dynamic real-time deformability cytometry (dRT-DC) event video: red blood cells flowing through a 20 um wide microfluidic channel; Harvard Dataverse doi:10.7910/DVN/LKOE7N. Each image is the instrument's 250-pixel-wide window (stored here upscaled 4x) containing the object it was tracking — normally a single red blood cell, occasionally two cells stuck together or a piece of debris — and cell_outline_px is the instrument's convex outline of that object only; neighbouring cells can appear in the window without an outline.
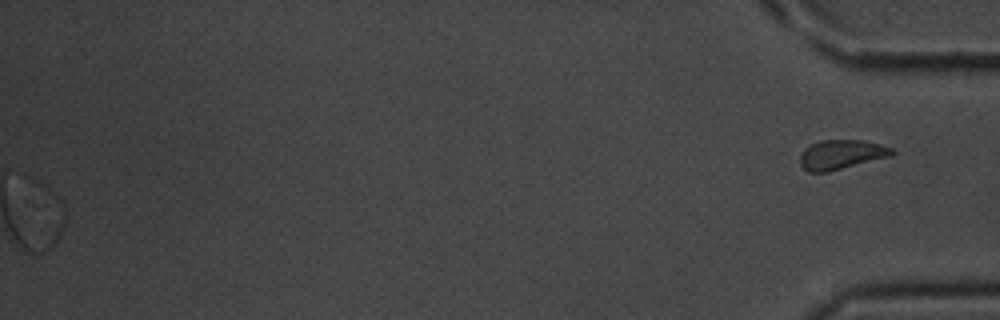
{"species": "common noctule bat (a hibernating species)", "species_latin": "Nyctalus noctula", "temperature_condition": "room temperature", "stored_images_in_passage": 34, "segment_of_instrument_passage": [2, 2], "camera_frame_rate_fps": 3000, "um_per_image_px": 0.085, "animal": {"sex": "male", "body_mass_g": 20.1, "forearm_length_mm": 53.5}, "frame": {"image": 1, "passage_image": 34, "time_ms": 11.0, "image_size_px": [1000, 320], "cell_outline_px": [[896, 152], [892, 156], [828, 172], [808, 172], [800, 164], [800, 156], [804, 148], [820, 140], [860, 140], [880, 144], [892, 148]], "centroid_in_image_um": [71.52, 13.14], "position_along_channel_um": 363.7, "area_um2": 15.84}}